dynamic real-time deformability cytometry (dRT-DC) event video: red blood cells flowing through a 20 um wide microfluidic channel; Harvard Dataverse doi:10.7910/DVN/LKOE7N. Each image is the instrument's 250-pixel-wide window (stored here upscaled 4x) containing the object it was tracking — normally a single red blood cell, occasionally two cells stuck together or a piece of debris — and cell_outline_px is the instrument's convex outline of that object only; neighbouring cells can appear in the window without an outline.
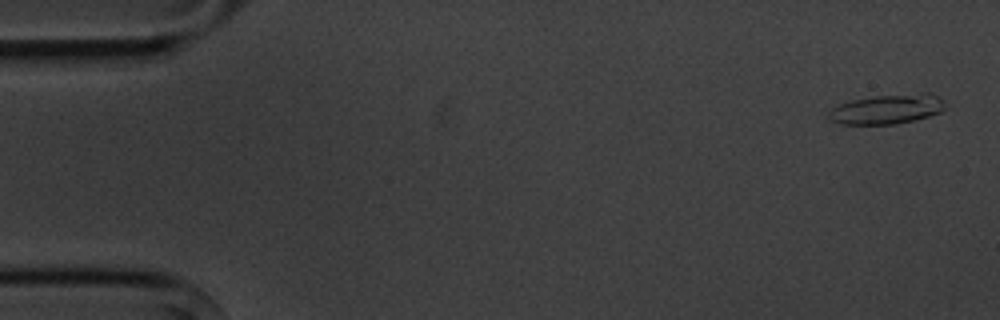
{"species": "common noctule bat (a hibernating species)", "species_latin": "Nyctalus noctula", "temperature_condition": "cold", "stored_images_in_passage": 5, "segment_of_instrument_passage": [2, 2], "camera_frame_rate_fps": 3000, "um_per_image_px": 0.085, "animal": {"sex": "male", "body_mass_g": 20.1, "forearm_length_mm": 53.5}, "frame": {"image": 1, "passage_image": 5, "time_ms": 4.667, "image_size_px": [1000, 320], "cell_outline_px": [[944, 108], [940, 112], [928, 116], [896, 124], [840, 124], [828, 120], [828, 112], [832, 108], [840, 104], [852, 100], [876, 96], [924, 92], [932, 92], [944, 100]], "centroid_in_image_um": [75.4, 9.27], "position_along_channel_um": 9.6, "area_um2": 20.17}}